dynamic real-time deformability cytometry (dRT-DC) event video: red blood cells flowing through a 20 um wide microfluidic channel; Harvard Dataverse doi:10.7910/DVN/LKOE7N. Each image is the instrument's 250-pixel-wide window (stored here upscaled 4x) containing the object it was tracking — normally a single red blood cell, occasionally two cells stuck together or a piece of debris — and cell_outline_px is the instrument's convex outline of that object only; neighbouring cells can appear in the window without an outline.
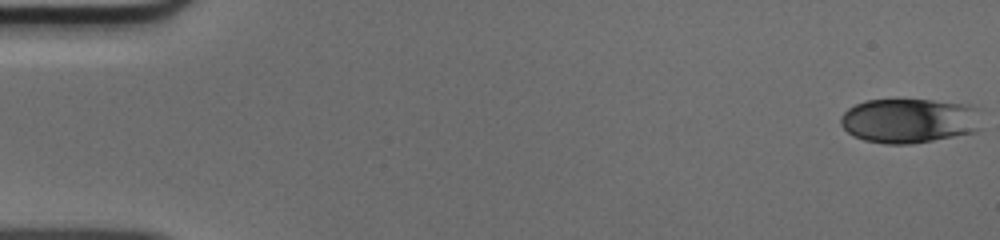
{"species": "human", "species_latin": "Homo sapiens", "temperature_condition": "cold", "stored_images_in_passage": 4, "camera_frame_rate_fps": 3000, "um_per_image_px": 0.085, "donor": {"sex": "male"}, "frame": {"image": 1, "passage_image": 1, "time_ms": 0.0, "image_size_px": [1000, 240], "cell_outline_px": [[980, 128], [976, 132], [912, 144], [884, 144], [864, 140], [852, 136], [840, 124], [840, 116], [848, 108], [864, 100], [932, 100], [968, 104], [980, 108]], "centroid_in_image_um": [77.31, 10.26], "position_along_channel_um": 7.7, "area_um2": 37.11}}